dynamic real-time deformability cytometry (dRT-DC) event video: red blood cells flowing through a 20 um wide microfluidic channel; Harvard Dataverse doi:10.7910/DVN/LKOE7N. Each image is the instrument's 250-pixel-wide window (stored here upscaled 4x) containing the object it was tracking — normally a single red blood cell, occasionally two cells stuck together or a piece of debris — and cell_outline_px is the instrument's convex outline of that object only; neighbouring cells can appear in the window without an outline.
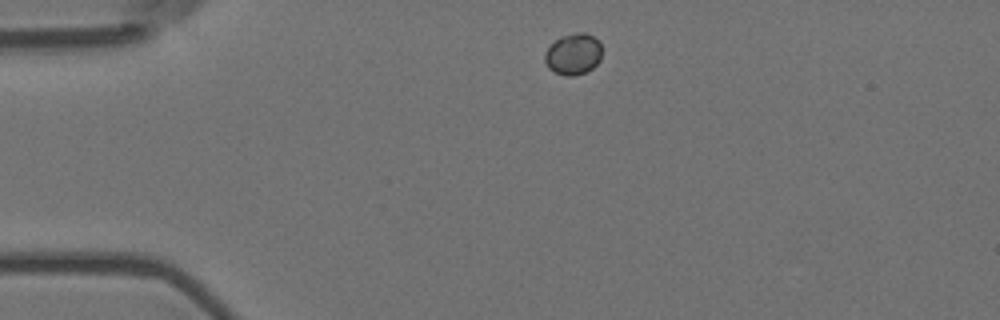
{"species": "Egyptian fruit bat (a non-hibernating species)", "species_latin": "Rousettus aegyptiacus", "temperature_condition": "room temperature", "stored_images_in_passage": 4, "camera_frame_rate_fps": 3000, "um_per_image_px": 0.085, "animal": {"sex": "female"}, "frame": {"image": 1, "passage_image": 1, "time_ms": 0.0, "image_size_px": [1000, 320], "cell_outline_px": [[600, 60], [592, 68], [584, 72], [572, 76], [568, 76], [556, 72], [548, 68], [544, 60], [544, 52], [560, 36], [576, 32], [584, 32], [592, 36], [600, 44]], "centroid_in_image_um": [48.7, 4.59], "position_along_channel_um": 36.3, "area_um2": 13.53}}
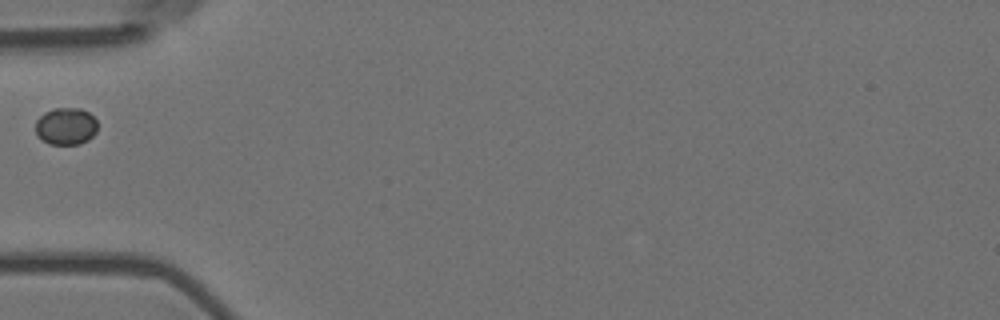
{"frame": {"image": 2, "passage_image": 3, "time_ms": 0.667, "image_size_px": [1000, 320], "cell_outline_px": [[96, 132], [88, 140], [80, 144], [48, 144], [36, 132], [36, 120], [44, 112], [52, 108], [80, 108], [88, 112], [96, 120]], "centroid_in_image_um": [5.6, 10.72], "position_along_channel_um": 79.4, "area_um2": 13.35}}
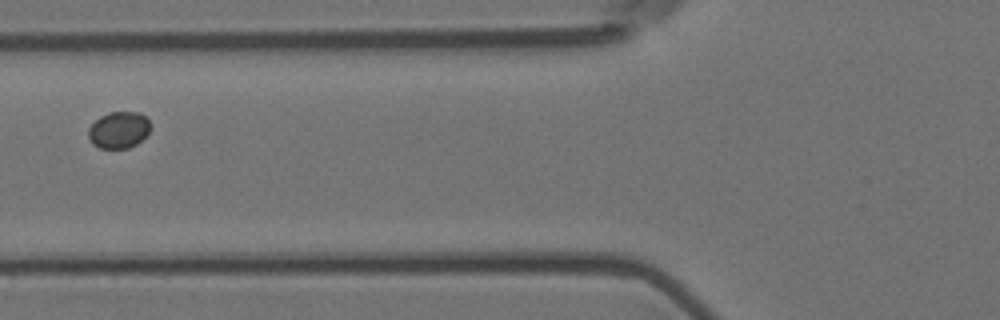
{"frame": {"image": 3, "passage_image": 4, "time_ms": 1.0, "image_size_px": [1000, 320], "cell_outline_px": [[152, 128], [136, 144], [128, 148], [100, 148], [92, 144], [88, 136], [88, 128], [100, 116], [108, 112], [140, 112], [148, 120]], "centroid_in_image_um": [10.08, 11.04], "position_along_channel_um": 115.7, "area_um2": 13.24}}